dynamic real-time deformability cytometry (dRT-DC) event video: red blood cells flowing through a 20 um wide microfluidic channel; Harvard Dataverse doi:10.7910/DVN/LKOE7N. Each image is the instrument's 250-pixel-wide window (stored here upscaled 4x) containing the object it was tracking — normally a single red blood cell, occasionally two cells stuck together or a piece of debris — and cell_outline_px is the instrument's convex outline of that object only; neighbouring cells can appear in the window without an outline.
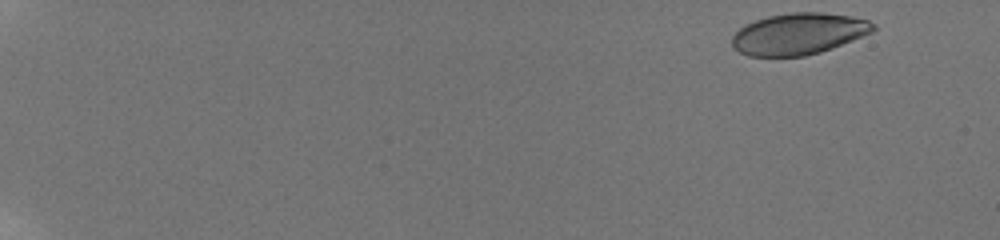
{"species": "human", "species_latin": "Homo sapiens", "temperature_condition": "room temperature", "stored_images_in_passage": 43, "camera_frame_rate_fps": 3000, "um_per_image_px": 0.085, "donor": {"sex": "male"}, "frame": {"image": 1, "passage_image": 2, "time_ms": 0.333, "image_size_px": [1000, 240], "cell_outline_px": [[876, 28], [872, 32], [832, 48], [820, 52], [804, 56], [748, 56], [732, 48], [732, 36], [744, 24], [768, 16], [792, 12], [820, 12], [852, 16], [868, 20], [876, 24]], "centroid_in_image_um": [67.88, 2.87], "position_along_channel_um": 17.1, "area_um2": 34.16}}
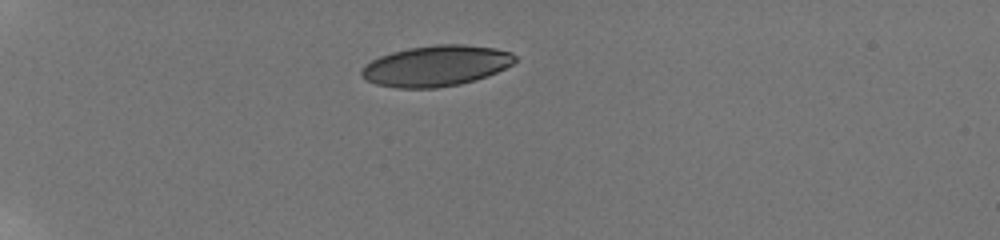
{"frame": {"image": 2, "passage_image": 23, "time_ms": 5.0, "image_size_px": [1000, 240], "cell_outline_px": [[516, 60], [512, 64], [488, 76], [476, 80], [460, 84], [436, 88], [396, 88], [376, 84], [360, 76], [360, 72], [364, 64], [380, 56], [392, 52], [408, 48], [436, 44], [464, 44], [496, 48], [512, 52], [516, 56]], "centroid_in_image_um": [37.07, 5.59], "position_along_channel_um": 47.9, "area_um2": 36.65}}
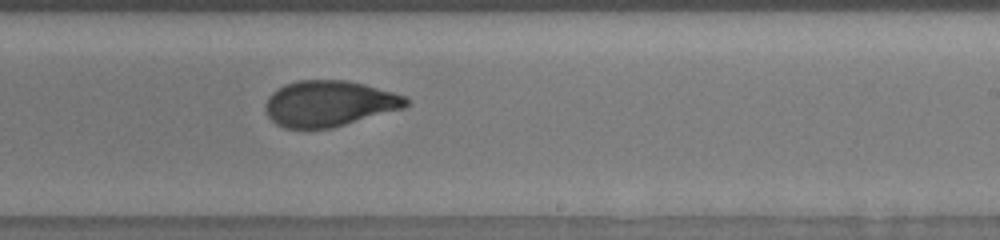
{"frame": {"image": 3, "passage_image": 43, "time_ms": 12.0, "image_size_px": [1000, 240], "cell_outline_px": [[408, 104], [404, 108], [332, 128], [284, 128], [276, 124], [268, 116], [264, 108], [264, 104], [268, 96], [272, 92], [284, 84], [296, 80], [348, 80], [364, 84], [408, 96]], "centroid_in_image_um": [27.96, 8.79], "position_along_channel_um": 261.0, "area_um2": 37.8}}